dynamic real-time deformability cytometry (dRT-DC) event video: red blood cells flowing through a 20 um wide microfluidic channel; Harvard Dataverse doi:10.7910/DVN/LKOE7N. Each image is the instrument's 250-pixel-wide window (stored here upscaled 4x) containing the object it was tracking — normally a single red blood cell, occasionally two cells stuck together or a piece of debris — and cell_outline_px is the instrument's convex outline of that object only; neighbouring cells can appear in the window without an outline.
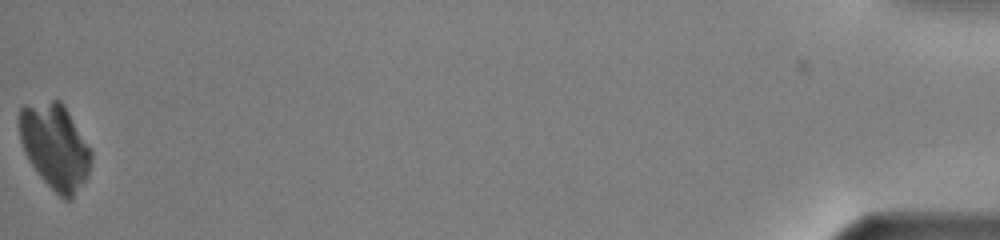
{"species": "common noctule bat (a hibernating species)", "species_latin": "Nyctalus noctula", "temperature_condition": "warm", "stored_images_in_passage": 39, "camera_frame_rate_fps": 3000, "um_per_image_px": 0.085, "animal": {"sex": "male", "body_mass_g": 13.0, "forearm_length_mm": 53.1}, "frame": {"image": 1, "passage_image": 39, "time_ms": 12.667, "image_size_px": [1000, 240], "cell_outline_px": [[92, 160], [88, 176], [72, 200], [64, 200], [40, 176], [24, 152], [20, 140], [20, 108], [24, 104], [52, 100], [60, 100], [64, 104], [92, 152]], "centroid_in_image_um": [4.69, 12.44], "position_along_channel_um": 430.5, "area_um2": 35.6}}